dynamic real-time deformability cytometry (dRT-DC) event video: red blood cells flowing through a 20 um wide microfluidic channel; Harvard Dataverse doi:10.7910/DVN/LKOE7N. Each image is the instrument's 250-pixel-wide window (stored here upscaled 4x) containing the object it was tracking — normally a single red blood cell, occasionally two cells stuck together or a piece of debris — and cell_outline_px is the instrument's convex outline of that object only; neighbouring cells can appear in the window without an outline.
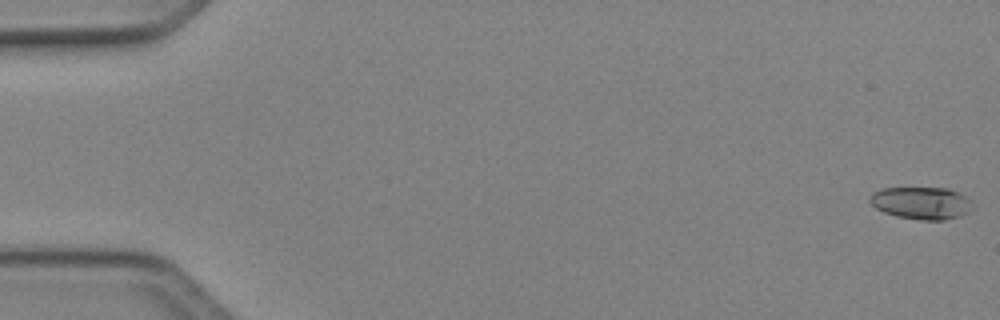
{"species": "Egyptian fruit bat (a non-hibernating species)", "species_latin": "Rousettus aegyptiacus", "temperature_condition": "cold", "stored_images_in_passage": 50, "camera_frame_rate_fps": 3000, "um_per_image_px": 0.085, "animal": {"sex": "female"}, "frame": {"image": 1, "passage_image": 1, "time_ms": 0.0, "image_size_px": [1000, 320], "cell_outline_px": [[968, 212], [960, 216], [944, 220], [920, 220], [896, 216], [884, 212], [876, 208], [868, 200], [872, 192], [880, 188], [948, 188], [964, 196], [968, 200]], "centroid_in_image_um": [78.22, 17.25], "position_along_channel_um": 6.8, "area_um2": 19.07}}
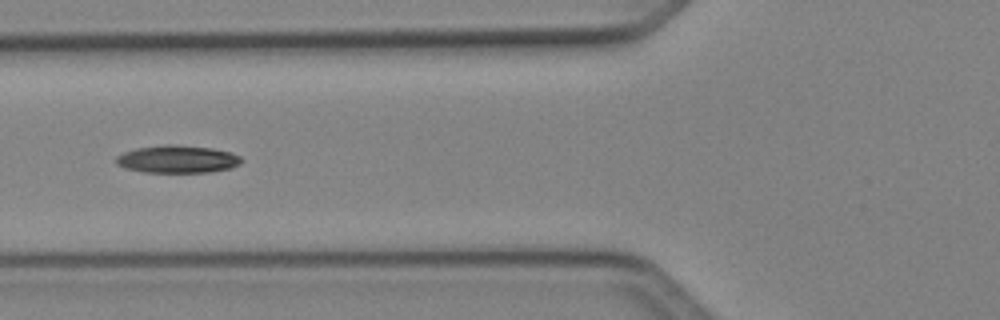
{"frame": {"image": 2, "passage_image": 20, "time_ms": 6.333, "image_size_px": [1000, 320], "cell_outline_px": [[244, 160], [240, 164], [232, 168], [208, 172], [144, 172], [124, 168], [116, 164], [116, 156], [124, 152], [136, 148], [168, 144], [212, 148], [232, 152], [240, 156]], "centroid_in_image_um": [15.1, 13.53], "position_along_channel_um": 110.7, "area_um2": 20.23}}
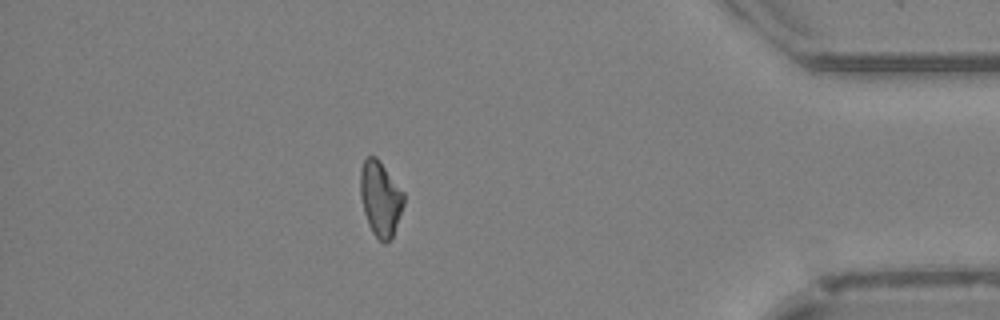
{"frame": {"image": 3, "passage_image": 44, "time_ms": 14.333, "image_size_px": [1000, 320], "cell_outline_px": [[404, 204], [392, 236], [384, 244], [372, 232], [368, 224], [364, 212], [360, 196], [360, 168], [364, 160], [368, 156], [376, 156], [404, 192]], "centroid_in_image_um": [32.32, 16.85], "position_along_channel_um": 402.9, "area_um2": 18.84}, "authors_computed_cell_mechanics": {"area_um2": 19.4786, "velocity_mm_per_s": 4.1585, "shape_relaxation_time_tau1_ms": 10.0409, "shape_relaxation_time_tau2_ms": null, "deformation_change_tau1": 0.1648, "deformation_change_tau2": null}}